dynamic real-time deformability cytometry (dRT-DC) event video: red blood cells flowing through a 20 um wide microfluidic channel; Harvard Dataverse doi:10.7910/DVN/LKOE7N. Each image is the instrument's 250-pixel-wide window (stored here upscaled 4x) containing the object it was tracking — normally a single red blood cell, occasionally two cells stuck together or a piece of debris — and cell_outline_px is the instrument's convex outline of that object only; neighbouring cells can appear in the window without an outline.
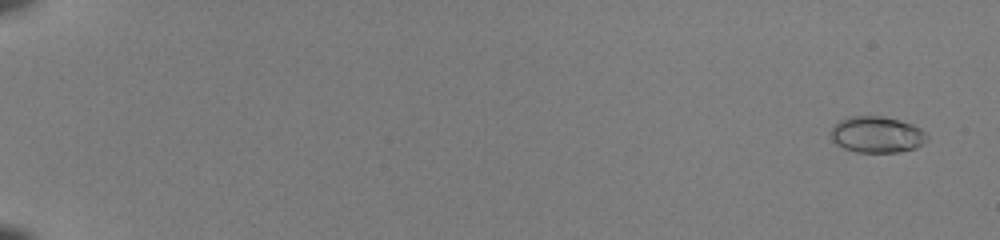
{"species": "common noctule bat (a hibernating species)", "species_latin": "Nyctalus noctula", "temperature_condition": "room temperature", "stored_images_in_passage": 22, "camera_frame_rate_fps": 3000, "um_per_image_px": 0.085, "animal": {"sex": "female", "body_mass_g": 22.0, "forearm_length_mm": 56.7}, "frame": {"image": 1, "passage_image": 3, "time_ms": 0.667, "image_size_px": [1000, 240], "cell_outline_px": [[928, 140], [924, 144], [916, 148], [900, 152], [856, 152], [844, 148], [836, 144], [832, 140], [828, 132], [840, 120], [848, 116], [884, 116], [912, 124], [920, 128], [928, 136]], "centroid_in_image_um": [74.53, 11.44], "position_along_channel_um": 10.5, "area_um2": 20.58}}
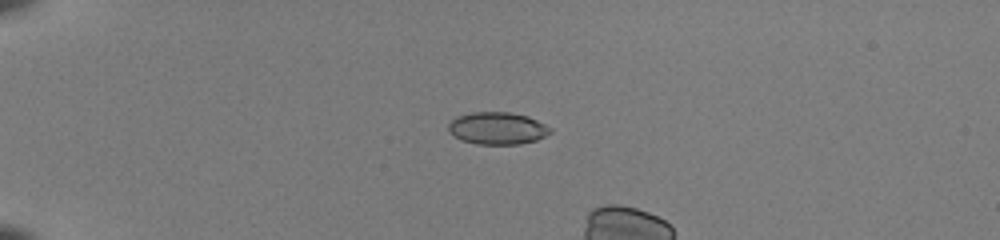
{"frame": {"image": 2, "passage_image": 16, "time_ms": 5.0, "image_size_px": [1000, 240], "cell_outline_px": [[552, 132], [536, 140], [520, 144], [476, 144], [460, 140], [452, 136], [448, 132], [448, 124], [456, 116], [472, 112], [508, 112], [528, 116], [552, 128]], "centroid_in_image_um": [42.24, 10.91], "position_along_channel_um": 42.8, "area_um2": 19.31}}